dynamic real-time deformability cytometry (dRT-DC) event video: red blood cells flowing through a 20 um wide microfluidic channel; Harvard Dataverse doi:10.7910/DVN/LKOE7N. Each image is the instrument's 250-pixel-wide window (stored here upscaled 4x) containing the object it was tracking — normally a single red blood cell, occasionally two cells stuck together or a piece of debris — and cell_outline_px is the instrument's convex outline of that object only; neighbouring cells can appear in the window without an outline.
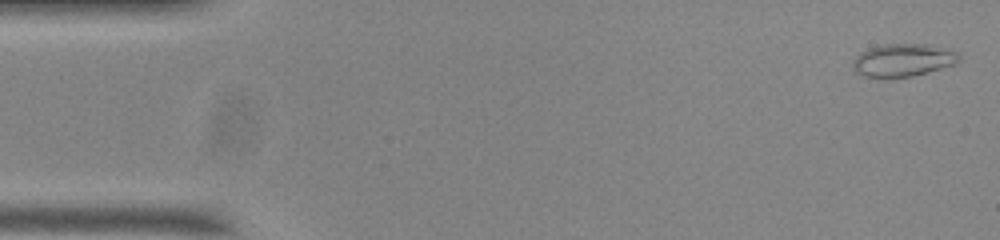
{"species": "common noctule bat (a hibernating species)", "species_latin": "Nyctalus noctula", "temperature_condition": "room temperature", "stored_images_in_passage": 55, "camera_frame_rate_fps": 3000, "um_per_image_px": 0.085, "animal": {"sex": "male", "body_mass_g": 20.0, "forearm_length_mm": 53.3}, "frame": {"image": 1, "passage_image": 2, "time_ms": 0.333, "image_size_px": [1000, 240], "cell_outline_px": [[960, 60], [956, 64], [912, 76], [864, 76], [856, 72], [852, 68], [852, 60], [860, 52], [868, 48], [884, 44], [924, 44], [956, 52], [960, 56]], "centroid_in_image_um": [76.72, 5.1], "position_along_channel_um": 8.3, "area_um2": 19.88}}
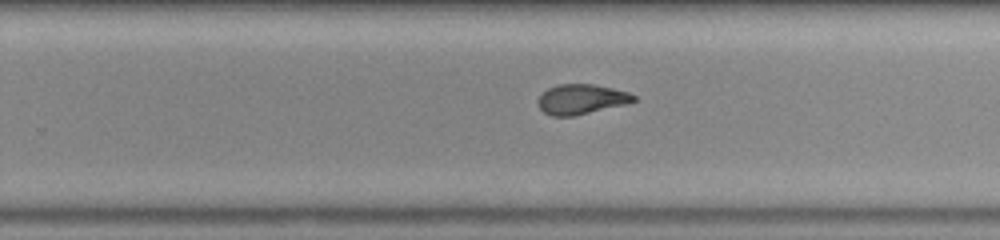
{"frame": {"image": 2, "passage_image": 34, "time_ms": 11.0, "image_size_px": [1000, 240], "cell_outline_px": [[636, 100], [624, 104], [572, 116], [552, 116], [544, 112], [540, 108], [536, 100], [548, 88], [560, 84], [592, 84], [612, 88], [628, 92], [636, 96]], "centroid_in_image_um": [49.38, 8.43], "position_along_channel_um": 280.4, "area_um2": 16.42}}
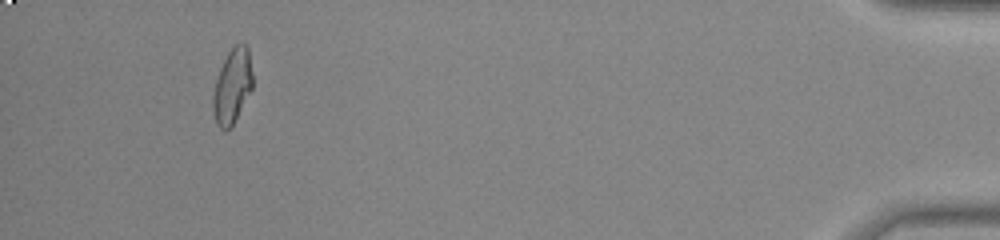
{"frame": {"image": 3, "passage_image": 51, "time_ms": 16.667, "image_size_px": [1000, 240], "cell_outline_px": [[252, 88], [232, 128], [224, 132], [216, 124], [212, 108], [212, 96], [216, 80], [220, 68], [228, 52], [236, 44], [244, 44], [248, 48], [252, 72]], "centroid_in_image_um": [19.73, 7.39], "position_along_channel_um": 415.5, "area_um2": 17.34}, "authors_computed_cell_mechanics": {"area_um2": 17.5712, "velocity_mm_per_s": 3.7234, "shape_relaxation_time_tau1_ms": null, "shape_relaxation_time_tau2_ms": 1.6525, "deformation_change_tau1": null, "deformation_change_tau2": 0.0825}}